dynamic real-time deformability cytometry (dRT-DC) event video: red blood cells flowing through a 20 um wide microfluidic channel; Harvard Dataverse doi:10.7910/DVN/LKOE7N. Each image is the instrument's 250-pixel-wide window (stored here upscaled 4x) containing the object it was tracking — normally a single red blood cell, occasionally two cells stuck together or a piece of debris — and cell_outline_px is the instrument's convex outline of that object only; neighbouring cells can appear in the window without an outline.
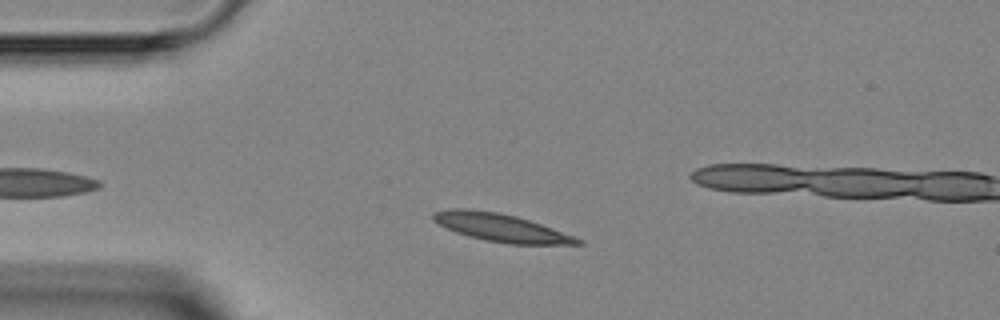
{"species": "Egyptian fruit bat (a non-hibernating species)", "species_latin": "Rousettus aegyptiacus", "temperature_condition": "room temperature", "stored_images_in_passage": 6, "segment_of_instrument_passage": [1, 2], "camera_frame_rate_fps": 3000, "um_per_image_px": 0.085, "animal": {"sex": "female"}, "frame": {"image": 1, "passage_image": 2, "time_ms": 1.0, "image_size_px": [1000, 320], "cell_outline_px": [[584, 244], [508, 244], [484, 240], [468, 236], [456, 232], [432, 220], [432, 212], [452, 208], [468, 208], [500, 212], [516, 216], [576, 236], [584, 240]], "centroid_in_image_um": [42.59, 19.34], "position_along_channel_um": 42.4, "area_um2": 23.52}}
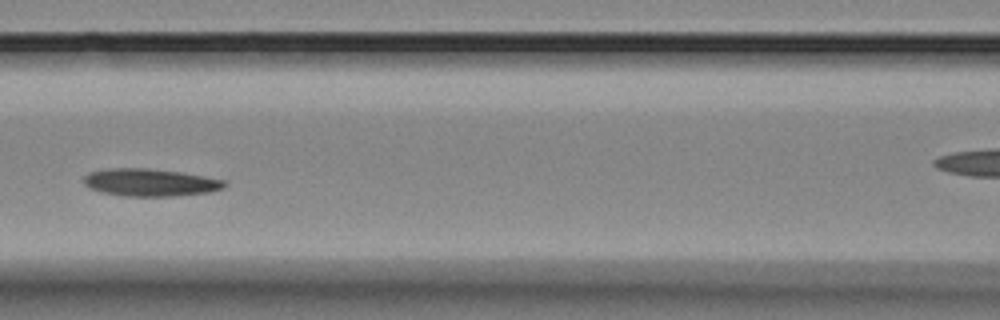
{"frame": {"image": 2, "passage_image": 5, "time_ms": 4.333, "image_size_px": [1000, 320], "cell_outline_px": [[228, 184], [224, 188], [208, 192], [172, 196], [128, 196], [100, 192], [88, 188], [84, 184], [84, 176], [88, 172], [108, 168], [148, 168], [180, 172], [204, 176], [224, 180]], "centroid_in_image_um": [12.73, 15.5], "position_along_channel_um": 153.9, "area_um2": 22.6}}